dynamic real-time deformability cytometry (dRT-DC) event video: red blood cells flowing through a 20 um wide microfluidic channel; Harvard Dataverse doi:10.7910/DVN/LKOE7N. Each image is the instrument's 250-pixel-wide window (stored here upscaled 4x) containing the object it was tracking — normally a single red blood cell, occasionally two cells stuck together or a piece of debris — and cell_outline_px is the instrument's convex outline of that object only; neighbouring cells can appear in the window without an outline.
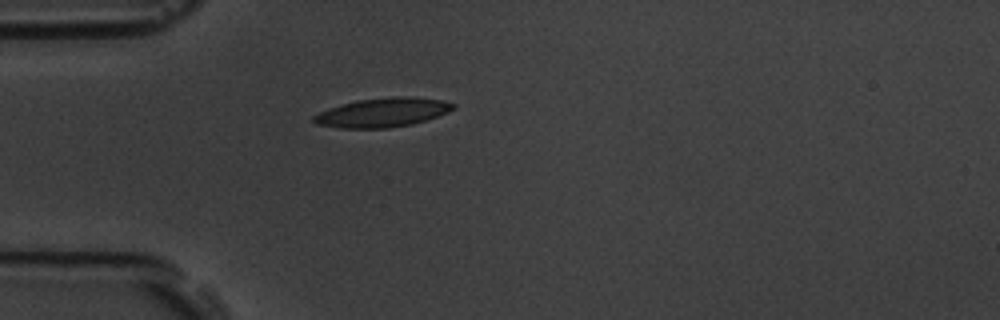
{"species": "common noctule bat (a hibernating species)", "species_latin": "Nyctalus noctula", "temperature_condition": "room temperature", "stored_images_in_passage": 1, "camera_frame_rate_fps": 3000, "um_per_image_px": 0.085, "animal": {"sex": "male", "body_mass_g": 19.5, "forearm_length_mm": 54.6}, "frame": {"image": 1, "passage_image": 1, "time_ms": 0.0, "image_size_px": [1000, 320], "cell_outline_px": [[456, 108], [448, 112], [412, 124], [388, 128], [340, 128], [316, 124], [312, 120], [312, 116], [320, 112], [356, 100], [396, 96], [412, 96], [444, 100], [456, 104]], "centroid_in_image_um": [32.56, 9.55], "position_along_channel_um": 52.4, "area_um2": 23.58}}